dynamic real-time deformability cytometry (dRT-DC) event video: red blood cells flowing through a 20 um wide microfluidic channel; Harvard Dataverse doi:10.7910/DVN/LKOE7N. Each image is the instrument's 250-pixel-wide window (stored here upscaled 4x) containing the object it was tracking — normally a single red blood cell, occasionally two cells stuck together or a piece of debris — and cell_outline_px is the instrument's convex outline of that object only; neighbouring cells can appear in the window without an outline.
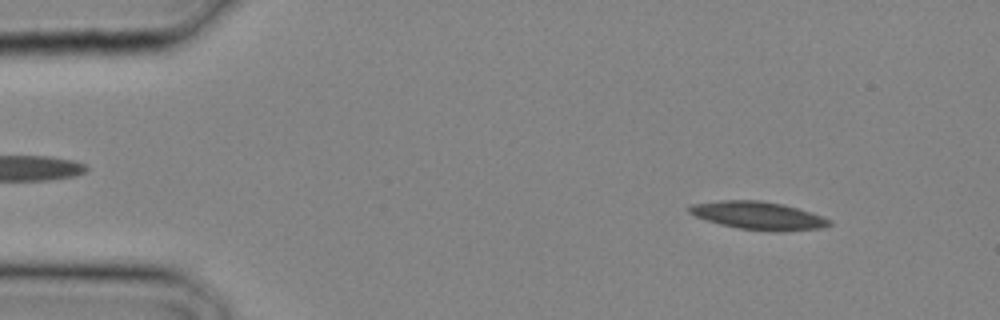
{"species": "common noctule bat (a hibernating species)", "species_latin": "Nyctalus noctula", "temperature_condition": "cold", "stored_images_in_passage": 14, "camera_frame_rate_fps": 3000, "um_per_image_px": 0.085, "animal": {"sex": "male", "body_mass_g": 20.4}, "frame": {"image": 1, "passage_image": 3, "time_ms": 0.667, "image_size_px": [1000, 320], "cell_outline_px": [[832, 224], [824, 228], [784, 232], [776, 232], [740, 228], [720, 224], [696, 216], [688, 212], [688, 208], [692, 204], [720, 200], [760, 200], [784, 204], [812, 212], [824, 216], [832, 220]], "centroid_in_image_um": [64.54, 18.33], "position_along_channel_um": 20.5, "area_um2": 23.06}}
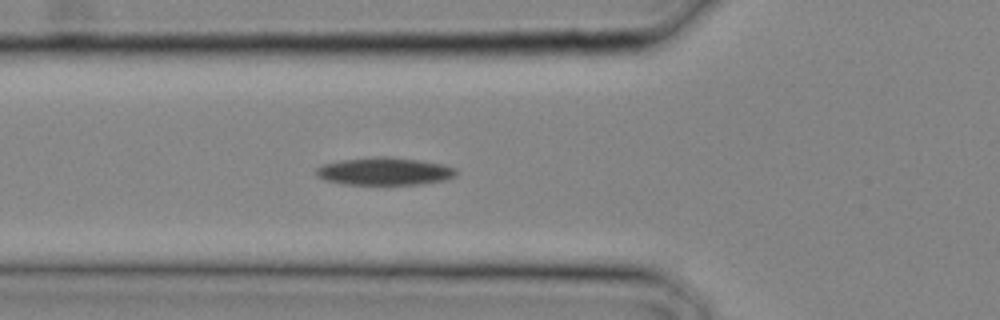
{"frame": {"image": 2, "passage_image": 10, "time_ms": 3.0, "image_size_px": [1000, 320], "cell_outline_px": [[456, 176], [444, 180], [420, 184], [340, 184], [324, 180], [316, 176], [316, 168], [320, 164], [340, 160], [376, 156], [392, 156], [420, 160], [444, 164], [456, 168]], "centroid_in_image_um": [32.65, 14.55], "position_along_channel_um": 93.1, "area_um2": 22.89}}
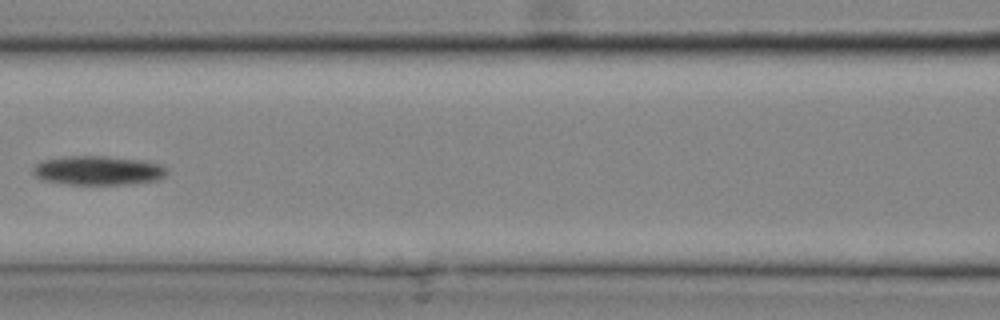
{"frame": {"image": 3, "passage_image": 13, "time_ms": 4.0, "image_size_px": [1000, 320], "cell_outline_px": [[168, 172], [164, 176], [156, 180], [128, 184], [64, 184], [44, 180], [36, 176], [32, 172], [32, 168], [40, 160], [64, 156], [108, 156], [140, 160], [160, 164], [168, 168]], "centroid_in_image_um": [8.31, 14.48], "position_along_channel_um": 158.3, "area_um2": 22.83}}